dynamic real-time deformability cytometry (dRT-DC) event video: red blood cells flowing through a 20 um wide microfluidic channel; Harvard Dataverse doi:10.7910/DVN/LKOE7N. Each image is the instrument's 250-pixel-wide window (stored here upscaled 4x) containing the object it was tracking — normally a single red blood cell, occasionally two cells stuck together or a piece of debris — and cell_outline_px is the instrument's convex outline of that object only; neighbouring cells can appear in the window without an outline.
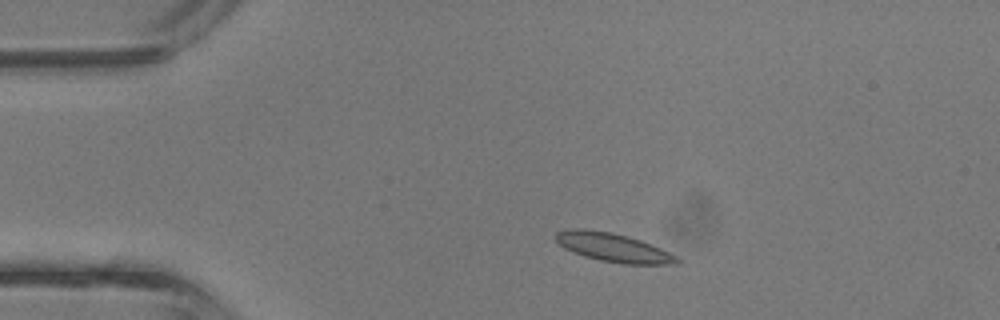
{"species": "common noctule bat (a hibernating species)", "species_latin": "Nyctalus noctula", "temperature_condition": "room temperature", "stored_images_in_passage": 39, "camera_frame_rate_fps": 3000, "um_per_image_px": 0.085, "animal": {"sex": "male", "body_mass_g": 13.3}, "frame": {"image": 1, "passage_image": 5, "time_ms": 1.333, "image_size_px": [1000, 320], "cell_outline_px": [[680, 264], [624, 264], [600, 260], [584, 256], [572, 252], [564, 248], [556, 240], [556, 232], [568, 228], [584, 228], [612, 232], [640, 240], [660, 248], [676, 256], [680, 260]], "centroid_in_image_um": [52.1, 21.03], "position_along_channel_um": 32.9, "area_um2": 20.23}}
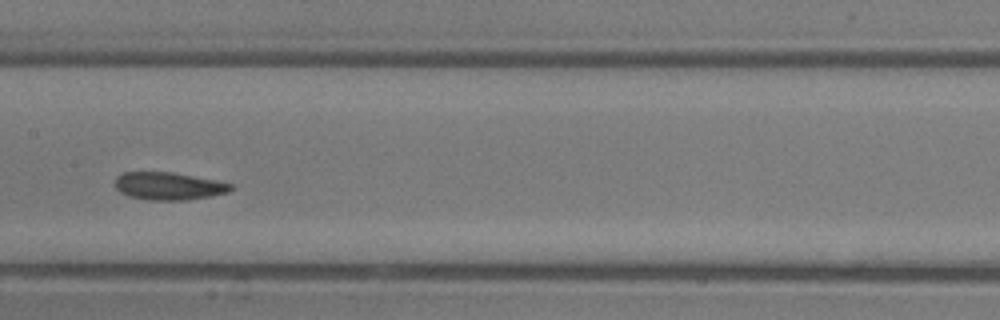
{"frame": {"image": 2, "passage_image": 18, "time_ms": 5.667, "image_size_px": [1000, 320], "cell_outline_px": [[232, 188], [228, 192], [212, 196], [188, 200], [148, 200], [128, 196], [120, 192], [116, 188], [116, 176], [124, 172], [172, 172], [216, 180], [232, 184]], "centroid_in_image_um": [14.33, 15.82], "position_along_channel_um": 193.1, "area_um2": 18.67}}
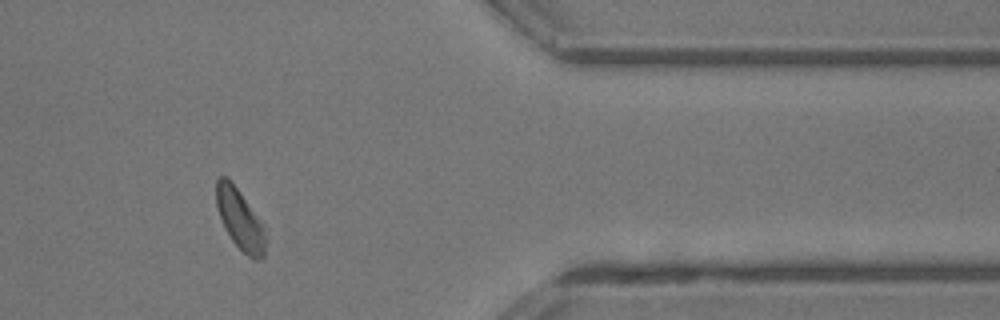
{"frame": {"image": 3, "passage_image": 32, "time_ms": 10.333, "image_size_px": [1000, 320], "cell_outline_px": [[264, 256], [260, 260], [252, 260], [232, 240], [220, 216], [216, 204], [216, 180], [220, 176], [228, 176], [264, 224]], "centroid_in_image_um": [20.4, 18.61], "position_along_channel_um": 391.0, "area_um2": 17.11}, "authors_computed_cell_mechanics": {"area_um2": 18.8428, "velocity_mm_per_s": 4.7649, "shape_relaxation_time_tau1_ms": 2.5459, "shape_relaxation_time_tau2_ms": 2.5952, "deformation_change_tau1": 0.1015, "deformation_change_tau2": 0.0805}}